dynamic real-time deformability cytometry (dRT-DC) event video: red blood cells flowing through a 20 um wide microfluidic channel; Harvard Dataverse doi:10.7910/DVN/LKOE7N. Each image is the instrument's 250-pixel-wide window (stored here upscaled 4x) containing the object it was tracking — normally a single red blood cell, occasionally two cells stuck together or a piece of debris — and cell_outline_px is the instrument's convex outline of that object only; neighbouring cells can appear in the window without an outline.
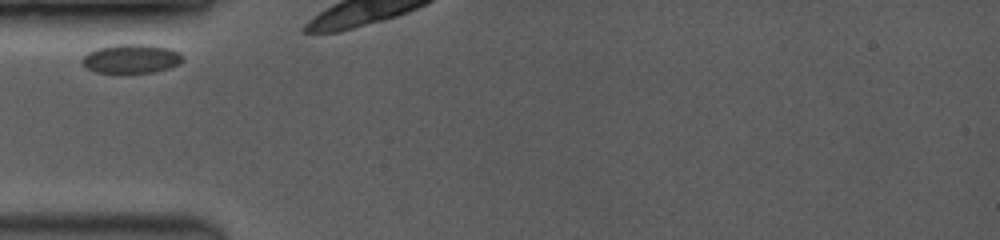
{"species": "common noctule bat (a hibernating species)", "species_latin": "Nyctalus noctula", "temperature_condition": "room temperature", "stored_images_in_passage": 3, "camera_frame_rate_fps": 3500, "um_per_image_px": 0.085, "animal": {"sex": "female", "body_mass_g": 19.0, "forearm_length_mm": 53.3}, "frame": {"image": 1, "passage_image": 1, "time_ms": 0.0, "image_size_px": [1000, 240], "cell_outline_px": [[184, 60], [180, 64], [156, 72], [120, 76], [96, 72], [88, 68], [80, 60], [88, 52], [96, 48], [116, 44], [148, 44], [168, 48], [184, 56]], "centroid_in_image_um": [11.14, 5.04], "position_along_channel_um": 73.9, "area_um2": 17.8}}